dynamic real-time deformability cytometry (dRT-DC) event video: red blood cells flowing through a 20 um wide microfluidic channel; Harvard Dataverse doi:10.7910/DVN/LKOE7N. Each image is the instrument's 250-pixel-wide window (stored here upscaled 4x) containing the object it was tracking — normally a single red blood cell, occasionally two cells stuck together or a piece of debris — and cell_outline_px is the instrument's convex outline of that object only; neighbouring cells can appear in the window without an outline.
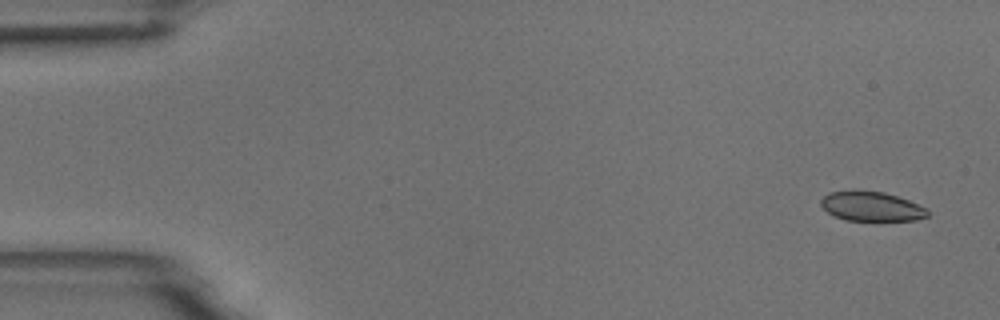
{"species": "common noctule bat (a hibernating species)", "species_latin": "Nyctalus noctula", "temperature_condition": "room temperature", "stored_images_in_passage": 4, "camera_frame_rate_fps": 3000, "um_per_image_px": 0.085, "animal": {"sex": "male", "body_mass_g": 18.8}, "frame": {"image": 1, "passage_image": 1, "time_ms": 0.0, "image_size_px": [1000, 320], "cell_outline_px": [[928, 216], [916, 220], [876, 224], [844, 220], [828, 212], [820, 204], [820, 200], [828, 192], [852, 188], [856, 188], [884, 192], [908, 200], [928, 208]], "centroid_in_image_um": [74.07, 17.57], "position_along_channel_um": 10.9, "area_um2": 19.77}}
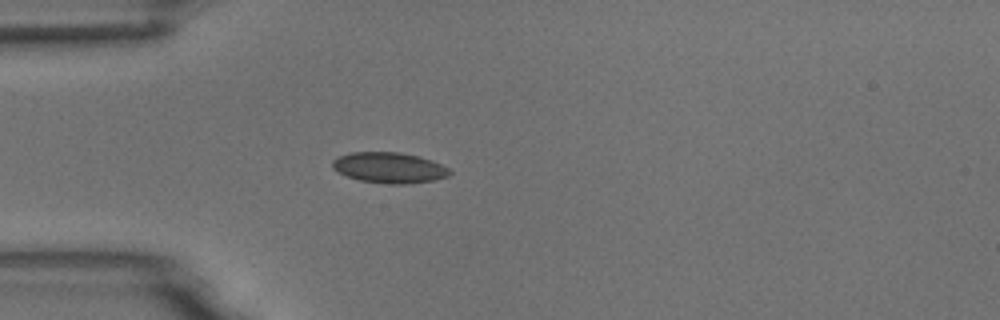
{"frame": {"image": 2, "passage_image": 4, "time_ms": 1.0, "image_size_px": [1000, 320], "cell_outline_px": [[452, 172], [448, 176], [436, 180], [408, 184], [392, 184], [360, 180], [348, 176], [332, 168], [332, 160], [348, 152], [400, 152], [420, 156], [432, 160], [448, 168]], "centroid_in_image_um": [33.11, 14.25], "position_along_channel_um": 51.9, "area_um2": 20.98}}